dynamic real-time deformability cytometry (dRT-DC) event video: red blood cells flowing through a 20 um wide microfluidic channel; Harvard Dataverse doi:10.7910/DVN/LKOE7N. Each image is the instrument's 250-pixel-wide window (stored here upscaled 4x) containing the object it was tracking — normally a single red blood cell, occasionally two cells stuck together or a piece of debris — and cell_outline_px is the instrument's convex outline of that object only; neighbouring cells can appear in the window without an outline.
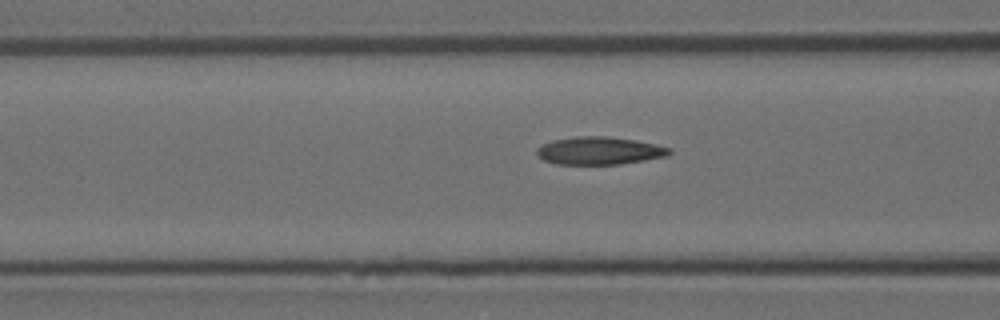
{"species": "Egyptian fruit bat (a non-hibernating species)", "species_latin": "Rousettus aegyptiacus", "temperature_condition": "room temperature", "stored_images_in_passage": 18, "camera_frame_rate_fps": 3000, "um_per_image_px": 0.085, "animal": {"sex": "female"}, "frame": {"image": 1, "passage_image": 13, "time_ms": 4.0, "image_size_px": [1000, 320], "cell_outline_px": [[672, 152], [668, 156], [620, 164], [556, 164], [544, 160], [536, 156], [536, 148], [540, 144], [552, 140], [576, 136], [604, 136], [636, 140], [672, 148]], "centroid_in_image_um": [50.91, 12.81], "position_along_channel_um": 115.7, "area_um2": 21.62}}
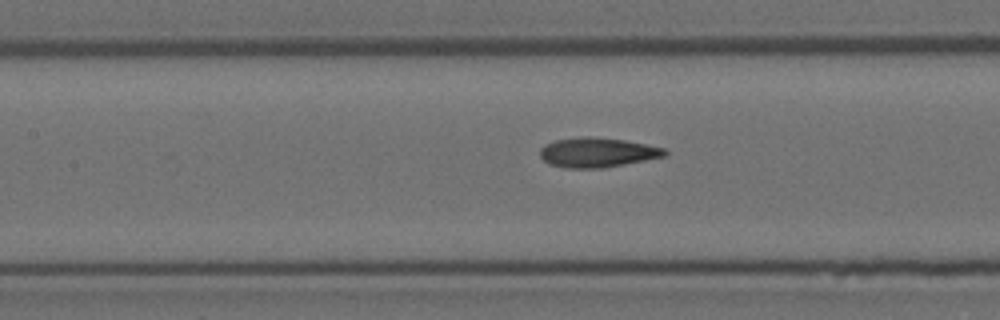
{"frame": {"image": 2, "passage_image": 16, "time_ms": 5.0, "image_size_px": [1000, 320], "cell_outline_px": [[668, 152], [664, 156], [604, 168], [564, 168], [548, 164], [540, 156], [540, 148], [544, 144], [556, 140], [584, 136], [592, 136], [624, 140], [664, 148]], "centroid_in_image_um": [50.72, 12.96], "position_along_channel_um": 156.7, "area_um2": 21.5}}